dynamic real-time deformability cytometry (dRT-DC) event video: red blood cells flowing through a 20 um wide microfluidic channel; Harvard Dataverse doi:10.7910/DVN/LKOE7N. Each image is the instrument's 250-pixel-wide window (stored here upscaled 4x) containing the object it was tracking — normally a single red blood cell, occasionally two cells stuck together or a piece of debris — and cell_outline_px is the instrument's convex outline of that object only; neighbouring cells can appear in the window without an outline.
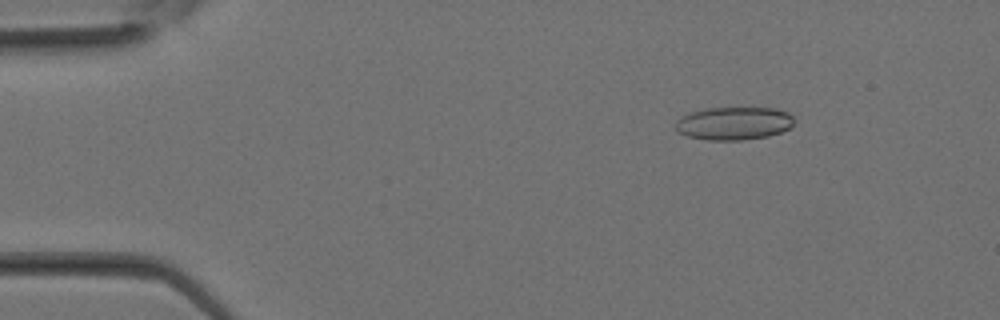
{"species": "Egyptian fruit bat (a non-hibernating species)", "species_latin": "Rousettus aegyptiacus", "temperature_condition": "room temperature", "stored_images_in_passage": 11, "camera_frame_rate_fps": 3000, "um_per_image_px": 0.085, "animal": {"sex": "female"}, "frame": {"image": 1, "passage_image": 5, "time_ms": 1.333, "image_size_px": [1000, 320], "cell_outline_px": [[792, 124], [788, 128], [780, 132], [768, 136], [744, 140], [708, 140], [688, 136], [676, 132], [676, 120], [680, 116], [692, 112], [708, 108], [776, 108], [788, 112], [792, 116]], "centroid_in_image_um": [62.35, 10.49], "position_along_channel_um": 22.7, "area_um2": 22.77}}